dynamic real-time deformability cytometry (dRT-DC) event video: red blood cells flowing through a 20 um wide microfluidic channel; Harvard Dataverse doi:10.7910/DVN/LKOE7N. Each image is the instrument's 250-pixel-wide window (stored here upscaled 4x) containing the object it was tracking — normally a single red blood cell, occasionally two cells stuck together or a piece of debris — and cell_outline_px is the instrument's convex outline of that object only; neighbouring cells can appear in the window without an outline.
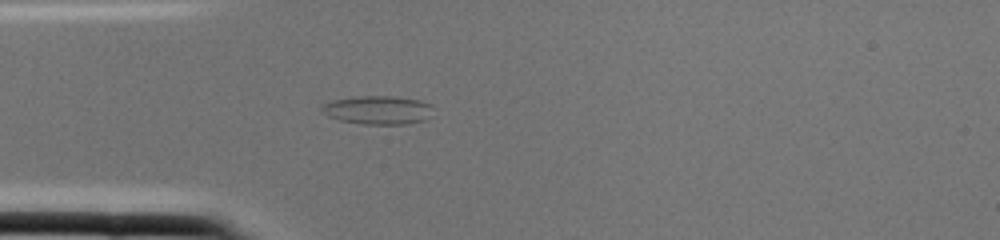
{"species": "common noctule bat (a hibernating species)", "species_latin": "Nyctalus noctula", "temperature_condition": "cold", "stored_images_in_passage": 2, "camera_frame_rate_fps": 3000, "um_per_image_px": 0.085, "animal": {"sex": "female", "body_mass_g": 22.0, "forearm_length_mm": 56.7}, "frame": {"image": 1, "passage_image": 2, "time_ms": 0.333, "image_size_px": [1000, 240], "cell_outline_px": [[432, 116], [424, 120], [404, 124], [360, 124], [340, 120], [328, 116], [320, 112], [320, 104], [332, 100], [360, 96], [392, 96], [420, 100], [432, 104]], "centroid_in_image_um": [32.1, 9.35], "position_along_channel_um": 52.9, "area_um2": 18.79}}